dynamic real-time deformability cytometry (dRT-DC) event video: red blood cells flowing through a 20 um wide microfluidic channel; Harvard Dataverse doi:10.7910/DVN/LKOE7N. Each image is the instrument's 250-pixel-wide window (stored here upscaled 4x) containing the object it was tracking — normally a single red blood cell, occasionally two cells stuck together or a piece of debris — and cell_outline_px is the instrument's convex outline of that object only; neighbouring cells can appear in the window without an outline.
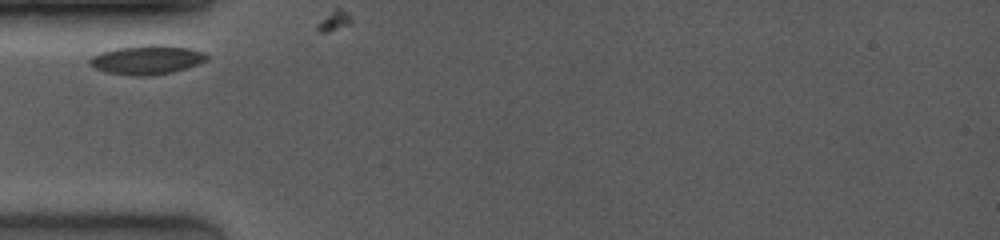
{"species": "common noctule bat (a hibernating species)", "species_latin": "Nyctalus noctula", "temperature_condition": "room temperature", "stored_images_in_passage": 2, "camera_frame_rate_fps": 4000, "um_per_image_px": 0.085, "animal": {"sex": "female", "body_mass_g": 19.0, "forearm_length_mm": 53.3}, "frame": {"image": 1, "passage_image": 1, "time_ms": 0.0, "image_size_px": [1000, 240], "cell_outline_px": [[208, 56], [204, 60], [196, 64], [172, 72], [140, 76], [108, 72], [96, 68], [88, 64], [88, 60], [92, 56], [100, 52], [116, 48], [144, 44], [160, 44], [188, 48], [204, 52]], "centroid_in_image_um": [12.44, 5.05], "position_along_channel_um": 72.6, "area_um2": 19.54}}